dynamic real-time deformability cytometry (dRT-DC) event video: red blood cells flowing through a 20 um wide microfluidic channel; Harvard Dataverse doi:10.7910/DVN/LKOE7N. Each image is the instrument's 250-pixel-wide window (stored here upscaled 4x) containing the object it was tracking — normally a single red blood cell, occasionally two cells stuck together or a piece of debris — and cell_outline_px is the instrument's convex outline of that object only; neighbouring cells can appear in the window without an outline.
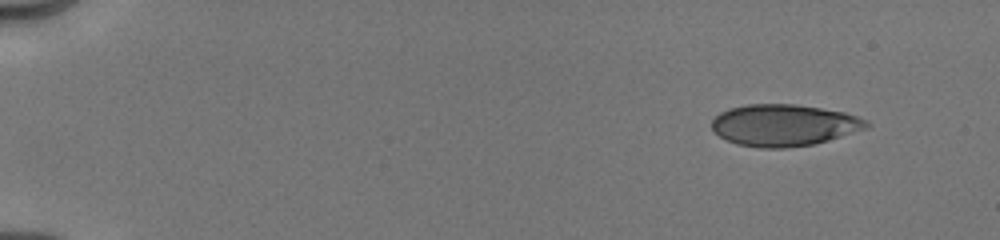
{"species": "human", "species_latin": "Homo sapiens", "temperature_condition": "cold", "stored_images_in_passage": 10, "camera_frame_rate_fps": 3000, "um_per_image_px": 0.085, "donor": {"sex": "male"}, "frame": {"image": 1, "passage_image": 1, "time_ms": 0.0, "image_size_px": [1000, 240], "cell_outline_px": [[872, 124], [868, 128], [828, 140], [812, 144], [784, 148], [760, 148], [736, 144], [712, 132], [712, 120], [720, 112], [728, 108], [748, 104], [796, 104], [844, 112], [868, 120]], "centroid_in_image_um": [66.63, 10.64], "position_along_channel_um": 18.4, "area_um2": 37.69}}
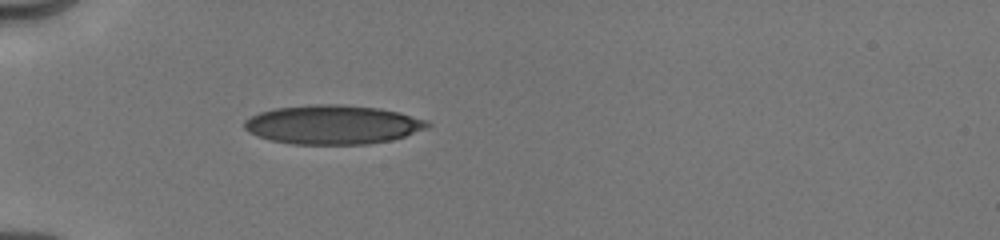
{"frame": {"image": 2, "passage_image": 7, "time_ms": 4.0, "image_size_px": [1000, 240], "cell_outline_px": [[432, 124], [428, 128], [392, 140], [368, 144], [292, 144], [272, 140], [248, 132], [244, 128], [244, 120], [260, 112], [276, 108], [312, 104], [336, 104], [380, 108], [400, 112], [428, 120]], "centroid_in_image_um": [28.32, 10.59], "position_along_channel_um": 56.7, "area_um2": 41.73}}
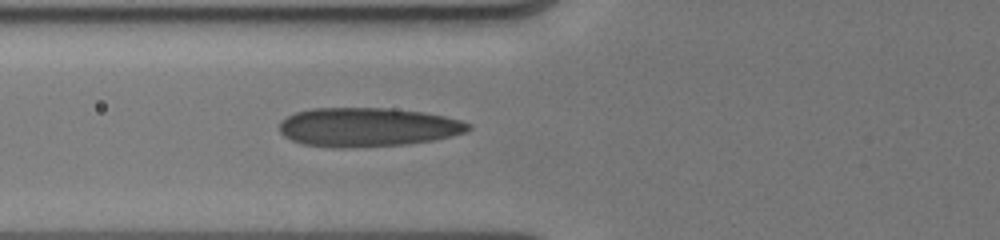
{"frame": {"image": 3, "passage_image": 10, "time_ms": 5.333, "image_size_px": [1000, 240], "cell_outline_px": [[472, 128], [468, 132], [452, 136], [432, 140], [408, 144], [344, 148], [332, 148], [304, 144], [292, 140], [284, 136], [280, 132], [280, 120], [296, 112], [312, 108], [392, 108], [424, 112], [444, 116], [460, 120], [472, 124]], "centroid_in_image_um": [31.27, 10.8], "position_along_channel_um": 94.5, "area_um2": 43.18}}